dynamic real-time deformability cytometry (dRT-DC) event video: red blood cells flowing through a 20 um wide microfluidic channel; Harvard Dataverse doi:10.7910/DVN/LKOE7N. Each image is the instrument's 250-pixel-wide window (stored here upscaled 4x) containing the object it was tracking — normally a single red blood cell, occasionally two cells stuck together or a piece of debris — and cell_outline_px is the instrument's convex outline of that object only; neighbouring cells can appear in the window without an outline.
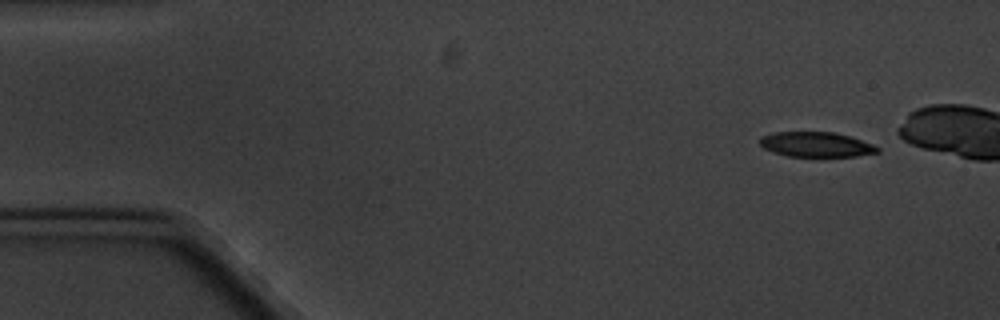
{"species": "common noctule bat (a hibernating species)", "species_latin": "Nyctalus noctula", "temperature_condition": "cold", "stored_images_in_passage": 9, "camera_frame_rate_fps": 3000, "um_per_image_px": 0.085, "animal": {"sex": "male", "body_mass_g": 20.1, "forearm_length_mm": 53.5}, "frame": {"image": 1, "passage_image": 1, "time_ms": 0.0, "image_size_px": [1000, 320], "cell_outline_px": [[880, 152], [856, 156], [824, 160], [820, 160], [788, 156], [772, 152], [764, 148], [760, 144], [760, 136], [772, 132], [836, 132], [852, 136], [872, 144], [880, 148]], "centroid_in_image_um": [69.4, 12.33], "position_along_channel_um": 15.6, "area_um2": 18.26}}